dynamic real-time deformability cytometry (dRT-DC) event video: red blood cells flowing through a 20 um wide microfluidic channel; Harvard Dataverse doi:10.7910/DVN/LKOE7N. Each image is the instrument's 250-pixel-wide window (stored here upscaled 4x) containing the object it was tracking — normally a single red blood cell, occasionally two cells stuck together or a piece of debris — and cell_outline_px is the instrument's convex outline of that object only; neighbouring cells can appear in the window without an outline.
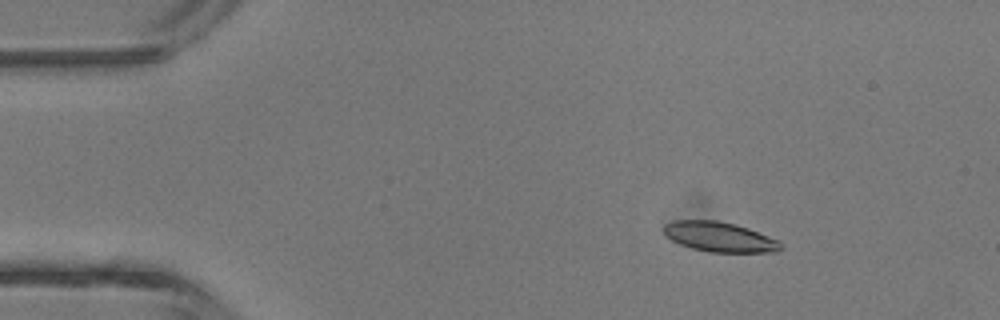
{"species": "common noctule bat (a hibernating species)", "species_latin": "Nyctalus noctula", "temperature_condition": "room temperature", "stored_images_in_passage": 2, "camera_frame_rate_fps": 3000, "um_per_image_px": 0.085, "animal": {"sex": "male", "body_mass_g": 13.3}, "frame": {"image": 1, "passage_image": 2, "time_ms": 1.333, "image_size_px": [1000, 320], "cell_outline_px": [[780, 248], [776, 252], [708, 252], [692, 248], [680, 244], [672, 240], [664, 232], [664, 224], [676, 220], [716, 220], [736, 224], [748, 228], [780, 240]], "centroid_in_image_um": [61.17, 20.13], "position_along_channel_um": 23.8, "area_um2": 20.29}}